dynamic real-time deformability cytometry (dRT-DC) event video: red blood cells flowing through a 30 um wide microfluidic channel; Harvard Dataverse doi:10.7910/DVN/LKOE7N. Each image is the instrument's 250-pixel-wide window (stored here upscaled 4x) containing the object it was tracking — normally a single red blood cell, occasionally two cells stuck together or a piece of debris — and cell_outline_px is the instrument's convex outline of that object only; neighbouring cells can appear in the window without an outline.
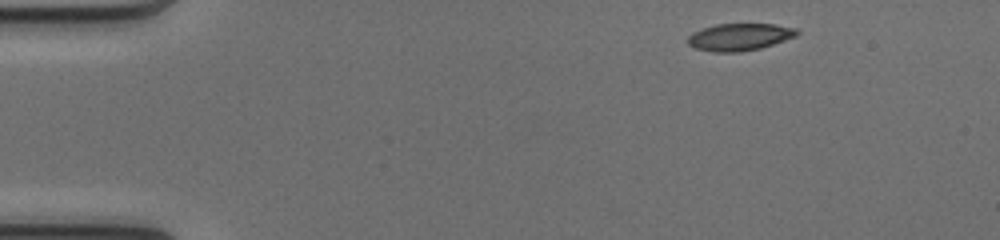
{"species": "common noctule bat (a hibernating species)", "species_latin": "Nyctalus noctula", "temperature_condition": "cold", "stored_images_in_passage": 45, "camera_frame_rate_fps": 3000, "um_per_image_px": 0.085, "animal": {"sex": "female", "body_mass_g": 17.0, "forearm_length_mm": 48.0}, "frame": {"image": 1, "passage_image": 1, "time_ms": 0.0, "image_size_px": [1000, 240], "cell_outline_px": [[800, 32], [796, 36], [760, 48], [740, 52], [712, 52], [696, 48], [688, 44], [688, 36], [692, 32], [716, 24], [776, 24], [796, 28]], "centroid_in_image_um": [62.86, 3.14], "position_along_channel_um": 22.1, "area_um2": 17.22}}
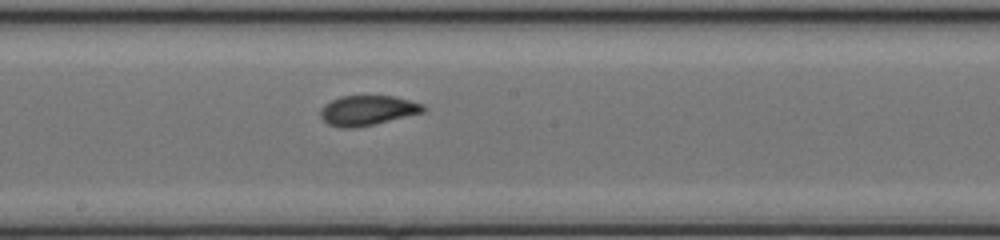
{"frame": {"image": 2, "passage_image": 22, "time_ms": 7.0, "image_size_px": [1000, 240], "cell_outline_px": [[424, 112], [356, 128], [344, 128], [328, 124], [320, 116], [320, 108], [324, 104], [340, 96], [392, 96], [424, 104]], "centroid_in_image_um": [31.2, 9.38], "position_along_channel_um": 217.0, "area_um2": 17.74}}
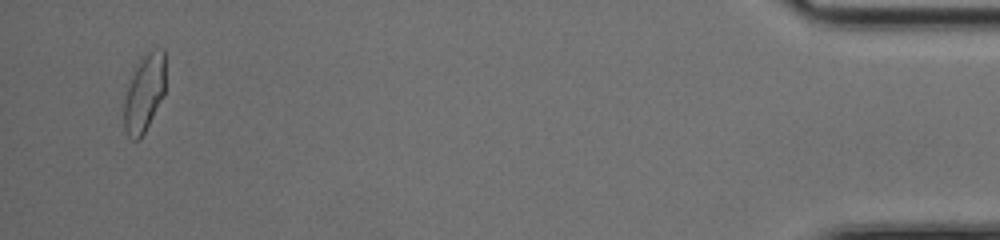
{"frame": {"image": 3, "passage_image": 43, "time_ms": 14.0, "image_size_px": [1000, 240], "cell_outline_px": [[164, 96], [140, 140], [132, 140], [128, 136], [124, 128], [124, 96], [132, 76], [140, 60], [148, 52], [156, 48], [164, 48]], "centroid_in_image_um": [12.26, 7.95], "position_along_channel_um": 422.9, "area_um2": 18.55}, "authors_computed_cell_mechanics": {"area_um2": 17.7446, "velocity_mm_per_s": 4.1176, "shape_relaxation_time_tau1_ms": 6.6925, "shape_relaxation_time_tau2_ms": 1.2889, "deformation_change_tau1": 0.2164, "deformation_change_tau2": 0.0696}}